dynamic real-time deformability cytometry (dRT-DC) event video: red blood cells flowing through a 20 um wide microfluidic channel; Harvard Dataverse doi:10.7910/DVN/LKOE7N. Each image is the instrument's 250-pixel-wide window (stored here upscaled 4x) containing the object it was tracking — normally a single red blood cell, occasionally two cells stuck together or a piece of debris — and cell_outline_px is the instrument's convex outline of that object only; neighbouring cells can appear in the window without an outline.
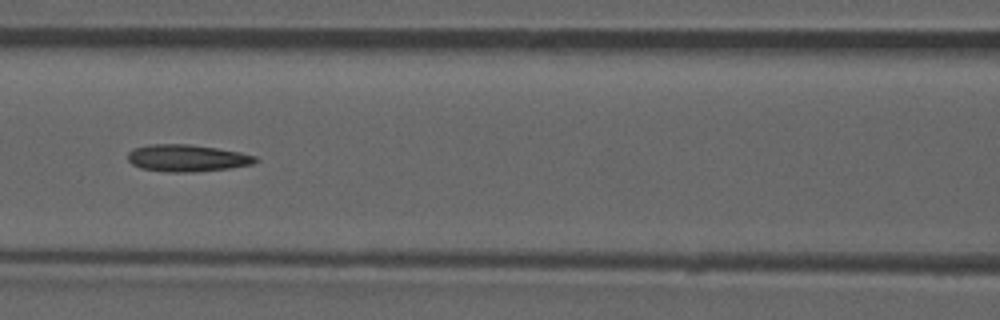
{"species": "common noctule bat (a hibernating species)", "species_latin": "Nyctalus noctula", "temperature_condition": "room temperature", "stored_images_in_passage": 42, "camera_frame_rate_fps": 3000, "um_per_image_px": 0.085, "animal": {"sex": "male", "forearm_length_mm": 52.5}, "frame": {"image": 1, "passage_image": 13, "time_ms": 4.0, "image_size_px": [1000, 320], "cell_outline_px": [[260, 160], [252, 164], [228, 168], [196, 172], [168, 172], [140, 168], [132, 164], [128, 160], [128, 152], [132, 148], [152, 144], [188, 144], [216, 148], [240, 152], [256, 156]], "centroid_in_image_um": [15.89, 13.44], "position_along_channel_um": 150.7, "area_um2": 20.11}, "authors_computed_cell_mechanics": {"area_um2": 19.2474, "velocity_mm_per_s": 3.8865, "shape_relaxation_time_tau1_ms": null, "shape_relaxation_time_tau2_ms": 7.0685, "deformation_change_tau1": null, "deformation_change_tau2": 0.1887}}